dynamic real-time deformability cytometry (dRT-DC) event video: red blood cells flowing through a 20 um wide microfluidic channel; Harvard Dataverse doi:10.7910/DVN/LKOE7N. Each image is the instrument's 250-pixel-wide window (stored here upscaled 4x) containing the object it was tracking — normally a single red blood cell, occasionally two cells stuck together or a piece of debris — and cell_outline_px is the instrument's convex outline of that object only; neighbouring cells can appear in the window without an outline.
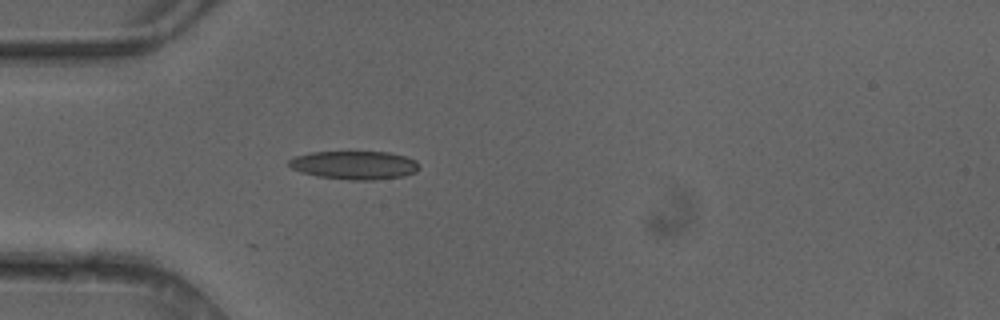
{"species": "common noctule bat (a hibernating species)", "species_latin": "Nyctalus noctula", "temperature_condition": "cold", "stored_images_in_passage": 5, "camera_frame_rate_fps": 3000, "um_per_image_px": 0.085, "animal": {"sex": "female"}, "frame": {"image": 1, "passage_image": 5, "time_ms": 1.333, "image_size_px": [1000, 320], "cell_outline_px": [[420, 168], [416, 172], [404, 176], [372, 180], [348, 180], [316, 176], [300, 172], [292, 168], [288, 164], [288, 160], [296, 156], [308, 152], [388, 152], [404, 156], [416, 160], [420, 164]], "centroid_in_image_um": [30.13, 14.04], "position_along_channel_um": 54.9, "area_um2": 21.73}}